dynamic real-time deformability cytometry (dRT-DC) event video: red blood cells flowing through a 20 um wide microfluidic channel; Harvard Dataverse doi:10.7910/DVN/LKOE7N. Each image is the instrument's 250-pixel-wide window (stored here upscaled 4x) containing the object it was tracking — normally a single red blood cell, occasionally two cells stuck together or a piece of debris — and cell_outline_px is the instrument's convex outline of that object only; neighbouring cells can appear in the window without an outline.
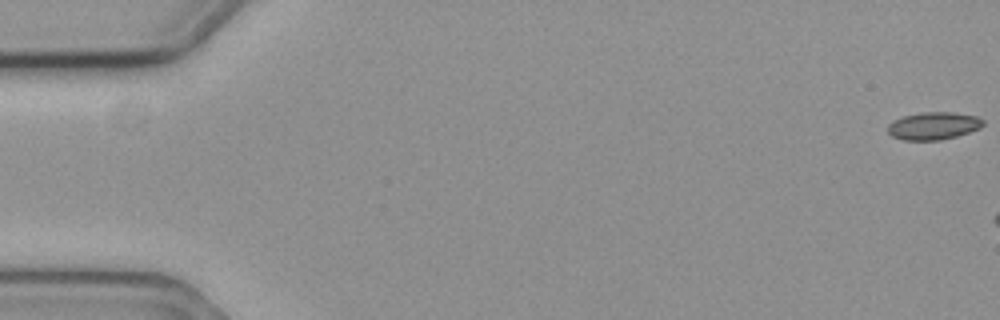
{"species": "common noctule bat (a hibernating species)", "species_latin": "Nyctalus noctula", "temperature_condition": "cold", "stored_images_in_passage": 11, "camera_frame_rate_fps": 3000, "um_per_image_px": 0.085, "animal": {"sex": "female", "body_mass_g": 19.3, "forearm_length_mm": 54.1}, "frame": {"image": 1, "passage_image": 1, "time_ms": 0.0, "image_size_px": [1000, 320], "cell_outline_px": [[984, 124], [980, 128], [956, 136], [940, 140], [904, 140], [892, 136], [888, 132], [888, 124], [892, 120], [904, 116], [924, 112], [952, 112], [976, 116], [984, 120]], "centroid_in_image_um": [79.34, 10.69], "position_along_channel_um": 5.7, "area_um2": 15.26}}